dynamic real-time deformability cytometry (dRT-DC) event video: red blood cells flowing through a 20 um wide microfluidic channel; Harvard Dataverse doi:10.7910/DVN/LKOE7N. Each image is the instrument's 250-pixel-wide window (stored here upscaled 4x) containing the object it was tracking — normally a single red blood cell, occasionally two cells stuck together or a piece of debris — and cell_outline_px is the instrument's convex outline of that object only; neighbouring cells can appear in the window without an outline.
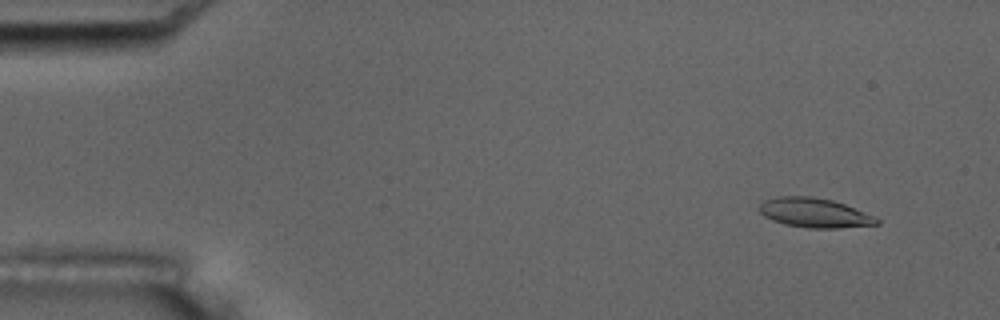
{"species": "common noctule bat (a hibernating species)", "species_latin": "Nyctalus noctula", "temperature_condition": "room temperature", "stored_images_in_passage": 6, "camera_frame_rate_fps": 3000, "um_per_image_px": 0.085, "animal": {"sex": "male", "body_mass_g": 17.5, "forearm_length_mm": 52.3}, "frame": {"image": 1, "passage_image": 2, "time_ms": 1.0, "image_size_px": [1000, 320], "cell_outline_px": [[880, 224], [836, 228], [808, 228], [784, 224], [772, 220], [764, 216], [760, 212], [760, 204], [764, 200], [776, 196], [812, 196], [832, 200], [844, 204], [876, 216], [880, 220]], "centroid_in_image_um": [69.24, 18.09], "position_along_channel_um": 15.8, "area_um2": 20.23}}